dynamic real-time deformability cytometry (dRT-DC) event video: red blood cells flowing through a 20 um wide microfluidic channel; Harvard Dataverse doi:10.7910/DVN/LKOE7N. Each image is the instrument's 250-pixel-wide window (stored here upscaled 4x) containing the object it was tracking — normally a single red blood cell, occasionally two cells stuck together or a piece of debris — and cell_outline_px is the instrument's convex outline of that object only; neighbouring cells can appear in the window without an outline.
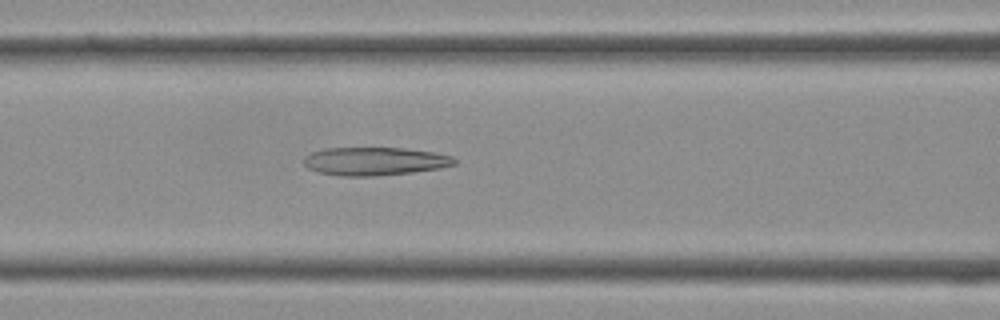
{"species": "Egyptian fruit bat (a non-hibernating species)", "species_latin": "Rousettus aegyptiacus", "temperature_condition": "cold", "stored_images_in_passage": 36, "camera_frame_rate_fps": 3000, "um_per_image_px": 0.085, "frame": {"image": 1, "passage_image": 13, "time_ms": 4.0, "image_size_px": [1000, 320], "cell_outline_px": [[456, 164], [440, 168], [412, 172], [372, 176], [336, 176], [320, 172], [308, 168], [304, 164], [304, 156], [312, 152], [324, 148], [404, 148], [436, 152], [452, 156], [456, 160]], "centroid_in_image_um": [31.85, 13.7], "position_along_channel_um": 134.7, "area_um2": 24.8}}
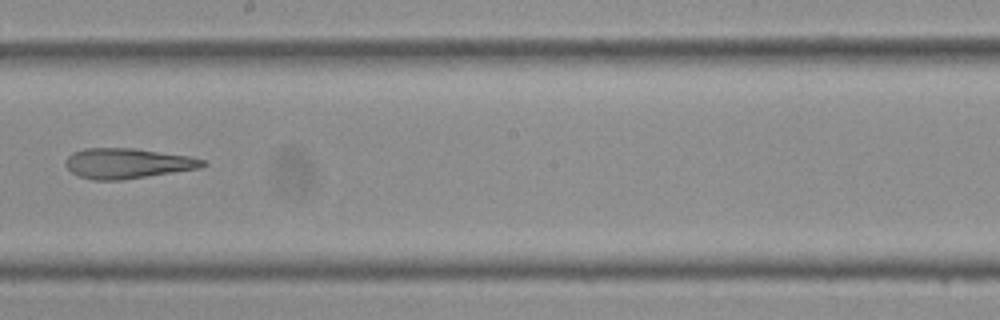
{"frame": {"image": 2, "passage_image": 19, "time_ms": 6.0, "image_size_px": [1000, 320], "cell_outline_px": [[208, 164], [200, 168], [120, 180], [92, 180], [80, 176], [72, 172], [68, 168], [68, 156], [72, 152], [84, 148], [136, 148], [188, 156], [204, 160]], "centroid_in_image_um": [10.85, 13.88], "position_along_channel_um": 237.3, "area_um2": 23.87}}
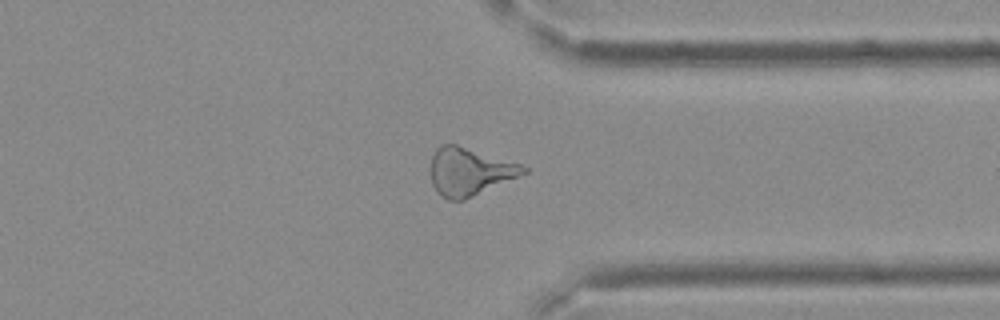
{"frame": {"image": 3, "passage_image": 27, "time_ms": 8.667, "image_size_px": [1000, 320], "cell_outline_px": [[528, 172], [464, 200], [448, 200], [436, 192], [432, 184], [432, 156], [436, 148], [440, 144], [456, 144], [520, 164], [528, 168]], "centroid_in_image_um": [39.89, 14.59], "position_along_channel_um": 371.5, "area_um2": 25.49}}